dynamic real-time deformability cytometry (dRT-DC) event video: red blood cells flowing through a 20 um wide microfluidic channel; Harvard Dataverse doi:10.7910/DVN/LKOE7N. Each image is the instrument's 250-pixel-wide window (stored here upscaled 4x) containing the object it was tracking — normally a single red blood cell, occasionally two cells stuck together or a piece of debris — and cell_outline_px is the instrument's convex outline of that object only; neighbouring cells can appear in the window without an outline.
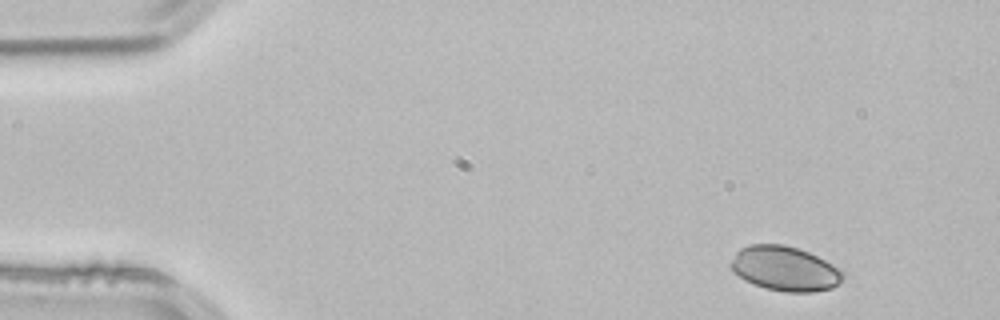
{"species": "common noctule bat (a hibernating species)", "species_latin": "Nyctalus noctula", "temperature_condition": "room temperature", "stored_images_in_passage": 4, "segment_of_instrument_passage": [2, 2], "camera_frame_rate_fps": 3000, "um_per_image_px": 0.085, "animal": {"sex": "male", "body_mass_g": 21.5, "forearm_length_mm": 52.0}, "frame": {"image": 1, "passage_image": 4, "time_ms": 1.0, "image_size_px": [1000, 320], "cell_outline_px": [[844, 276], [832, 288], [812, 292], [784, 292], [764, 288], [752, 284], [744, 280], [732, 272], [728, 264], [736, 252], [740, 248], [748, 244], [784, 244], [808, 252], [844, 268]], "centroid_in_image_um": [66.69, 22.83], "position_along_channel_um": 18.3, "area_um2": 29.65}}